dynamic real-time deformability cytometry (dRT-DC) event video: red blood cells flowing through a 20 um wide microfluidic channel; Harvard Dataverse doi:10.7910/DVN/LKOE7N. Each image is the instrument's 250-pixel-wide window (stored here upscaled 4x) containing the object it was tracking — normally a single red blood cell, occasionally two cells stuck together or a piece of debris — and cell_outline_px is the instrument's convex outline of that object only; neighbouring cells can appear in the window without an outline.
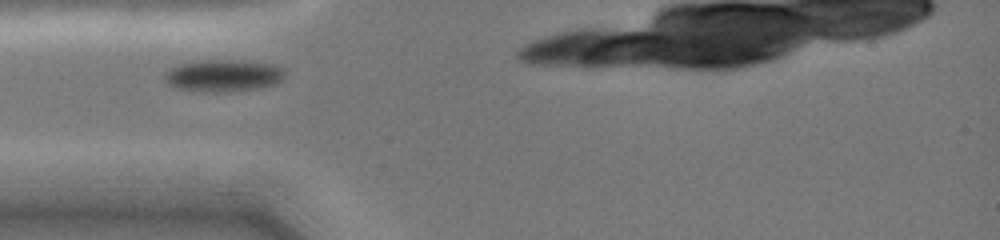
{"species": "common noctule bat (a hibernating species)", "species_latin": "Nyctalus noctula", "temperature_condition": "cold", "stored_images_in_passage": 8, "camera_frame_rate_fps": 3000, "um_per_image_px": 0.085, "animal": {"sex": "female", "body_mass_g": 19.0, "forearm_length_mm": 51.5}, "frame": {"image": 1, "passage_image": 1, "time_ms": 0.0, "image_size_px": [1000, 240], "cell_outline_px": [[284, 76], [276, 84], [256, 88], [220, 92], [192, 92], [172, 88], [164, 80], [164, 76], [172, 68], [180, 64], [200, 60], [240, 60], [272, 64], [280, 68], [284, 72]], "centroid_in_image_um": [18.91, 6.44], "position_along_channel_um": 66.1, "area_um2": 22.48}}
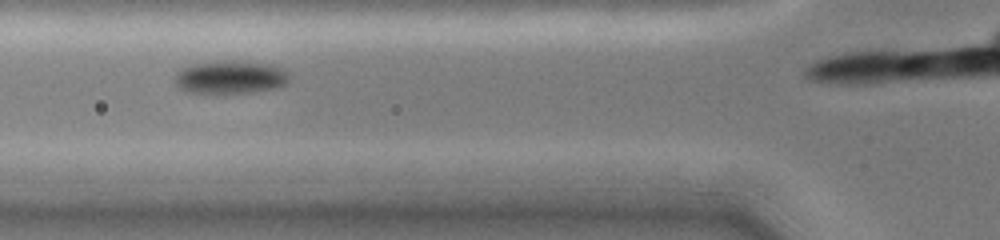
{"frame": {"image": 2, "passage_image": 3, "time_ms": 1.0, "image_size_px": [1000, 240], "cell_outline_px": [[288, 80], [284, 84], [276, 88], [252, 92], [184, 92], [176, 84], [176, 72], [180, 68], [192, 64], [224, 60], [232, 60], [272, 64], [288, 72]], "centroid_in_image_um": [19.56, 6.54], "position_along_channel_um": 106.2, "area_um2": 21.91}}
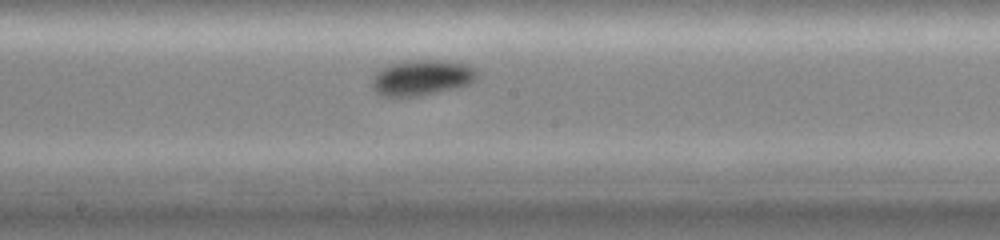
{"frame": {"image": 3, "passage_image": 7, "time_ms": 3.667, "image_size_px": [1000, 240], "cell_outline_px": [[476, 76], [468, 84], [460, 88], [420, 96], [384, 96], [376, 92], [372, 88], [372, 80], [376, 72], [392, 64], [416, 60], [448, 60], [468, 64], [476, 68]], "centroid_in_image_um": [35.89, 6.61], "position_along_channel_um": 212.3, "area_um2": 21.73}}